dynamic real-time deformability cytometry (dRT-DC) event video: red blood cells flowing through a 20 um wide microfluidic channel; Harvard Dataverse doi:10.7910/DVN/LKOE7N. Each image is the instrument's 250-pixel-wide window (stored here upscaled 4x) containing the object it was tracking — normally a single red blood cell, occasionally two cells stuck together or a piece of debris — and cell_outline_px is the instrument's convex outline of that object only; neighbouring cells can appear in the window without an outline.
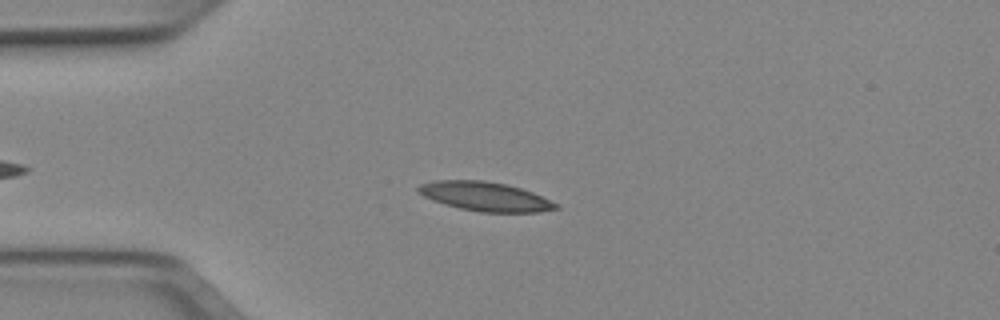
{"species": "Egyptian fruit bat (a non-hibernating species)", "species_latin": "Rousettus aegyptiacus", "temperature_condition": "cold", "stored_images_in_passage": 37, "camera_frame_rate_fps": 3000, "um_per_image_px": 0.085, "animal": {"sex": "female"}, "frame": {"image": 1, "passage_image": 3, "time_ms": 0.667, "image_size_px": [1000, 320], "cell_outline_px": [[560, 208], [540, 212], [480, 212], [460, 208], [444, 204], [432, 200], [424, 196], [416, 188], [420, 184], [432, 180], [484, 180], [508, 184], [532, 192], [560, 204]], "centroid_in_image_um": [41.26, 16.69], "position_along_channel_um": 43.7, "area_um2": 23.47}}
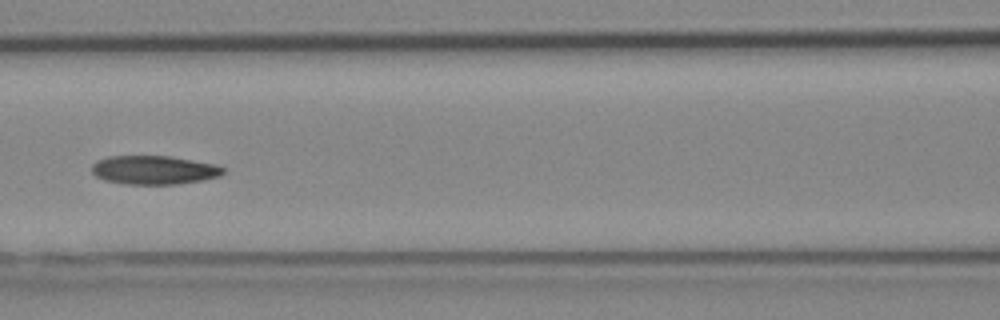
{"frame": {"image": 2, "passage_image": 13, "time_ms": 4.0, "image_size_px": [1000, 320], "cell_outline_px": [[224, 172], [220, 176], [200, 180], [176, 184], [124, 184], [104, 180], [96, 176], [92, 172], [92, 164], [96, 160], [108, 156], [168, 156], [216, 164], [224, 168]], "centroid_in_image_um": [13.05, 14.44], "position_along_channel_um": 153.5, "area_um2": 21.96}}
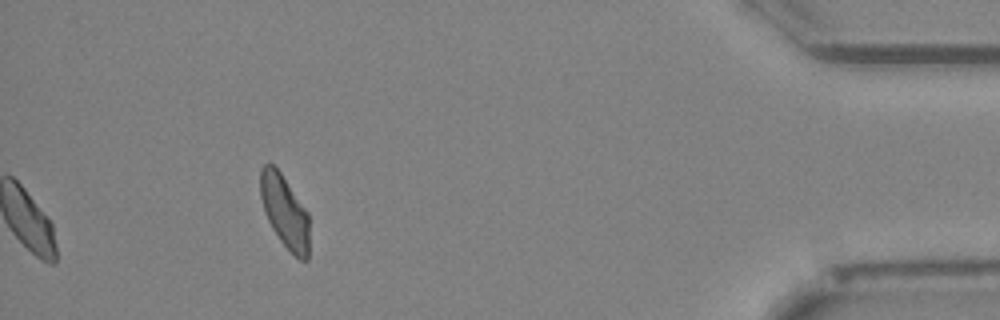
{"frame": {"image": 3, "passage_image": 37, "time_ms": 12.0, "image_size_px": [1000, 320], "cell_outline_px": [[308, 260], [300, 260], [280, 240], [272, 228], [268, 220], [260, 196], [260, 168], [264, 164], [272, 164], [280, 172], [308, 212]], "centroid_in_image_um": [24.19, 17.95], "position_along_channel_um": 411.0, "area_um2": 20.35}, "authors_computed_cell_mechanics": {"area_um2": 21.964, "velocity_mm_per_s": 3.9355, "shape_relaxation_time_tau1_ms": null, "shape_relaxation_time_tau2_ms": 3.3386, "deformation_change_tau1": null, "deformation_change_tau2": 0.0939}}